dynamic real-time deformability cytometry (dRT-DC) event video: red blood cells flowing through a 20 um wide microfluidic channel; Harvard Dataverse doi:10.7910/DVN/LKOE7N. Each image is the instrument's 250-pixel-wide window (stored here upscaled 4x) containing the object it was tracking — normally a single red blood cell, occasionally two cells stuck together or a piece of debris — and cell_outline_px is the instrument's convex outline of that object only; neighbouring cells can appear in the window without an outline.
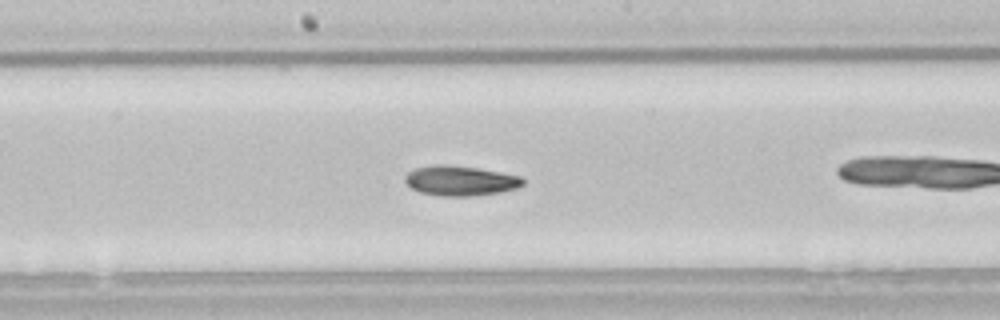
{"species": "common noctule bat (a hibernating species)", "species_latin": "Nyctalus noctula", "temperature_condition": "room temperature", "stored_images_in_passage": 37, "camera_frame_rate_fps": 3000, "um_per_image_px": 0.085, "animal": {"sex": "male", "body_mass_g": 21.5, "forearm_length_mm": 52.0}, "frame": {"image": 1, "passage_image": 11, "time_ms": 3.333, "image_size_px": [1000, 320], "cell_outline_px": [[524, 184], [516, 188], [500, 192], [472, 196], [440, 196], [420, 192], [412, 188], [404, 180], [404, 176], [408, 172], [416, 168], [436, 164], [444, 164], [476, 168], [520, 176], [524, 180]], "centroid_in_image_um": [39.1, 15.36], "position_along_channel_um": 209.1, "area_um2": 20.4}, "authors_computed_cell_mechanics": {"area_um2": 20.4034, "velocity_mm_per_s": 3.8215, "shape_relaxation_time_tau1_ms": 6.7546, "shape_relaxation_time_tau2_ms": 4.3869, "deformation_change_tau1": 0.1394, "deformation_change_tau2": 0.0869}}